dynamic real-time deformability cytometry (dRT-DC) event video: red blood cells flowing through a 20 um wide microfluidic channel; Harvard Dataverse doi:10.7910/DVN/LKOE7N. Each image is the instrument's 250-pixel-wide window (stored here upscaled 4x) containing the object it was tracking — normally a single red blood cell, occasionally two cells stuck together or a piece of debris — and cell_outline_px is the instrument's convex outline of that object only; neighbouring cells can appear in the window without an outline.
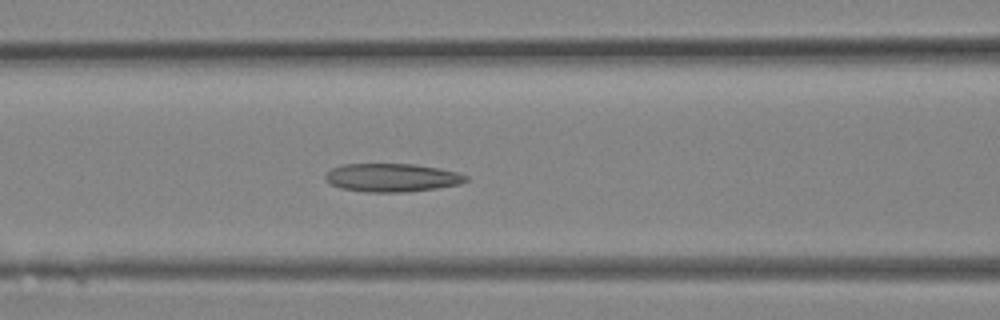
{"species": "Egyptian fruit bat (a non-hibernating species)", "species_latin": "Rousettus aegyptiacus", "temperature_condition": "room temperature", "stored_images_in_passage": 14, "camera_frame_rate_fps": 3000, "um_per_image_px": 0.085, "animal": {"sex": "female"}, "frame": {"image": 1, "passage_image": 10, "time_ms": 3.0, "image_size_px": [1000, 320], "cell_outline_px": [[468, 180], [460, 184], [436, 188], [404, 192], [364, 192], [340, 188], [332, 184], [324, 176], [332, 168], [344, 164], [416, 164], [440, 168], [456, 172], [468, 176]], "centroid_in_image_um": [33.34, 15.09], "position_along_channel_um": 133.3, "area_um2": 23.12}}
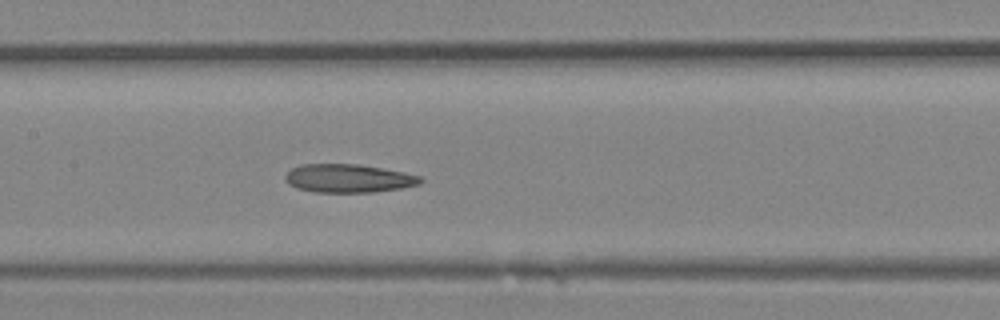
{"frame": {"image": 2, "passage_image": 12, "time_ms": 3.667, "image_size_px": [1000, 320], "cell_outline_px": [[424, 180], [420, 184], [400, 188], [372, 192], [312, 192], [296, 188], [288, 184], [284, 176], [292, 168], [300, 164], [356, 164], [384, 168], [404, 172], [420, 176]], "centroid_in_image_um": [29.6, 15.16], "position_along_channel_um": 177.8, "area_um2": 22.43}}
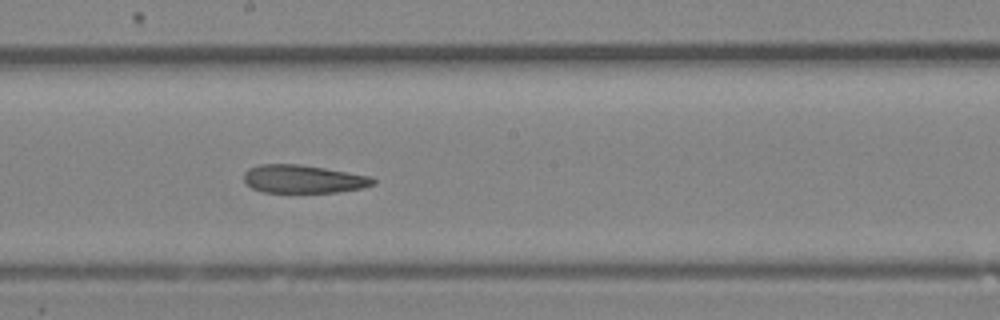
{"frame": {"image": 3, "passage_image": 14, "time_ms": 4.333, "image_size_px": [1000, 320], "cell_outline_px": [[376, 184], [360, 188], [336, 192], [264, 192], [252, 188], [244, 180], [244, 172], [248, 168], [260, 164], [300, 164], [372, 176], [376, 180]], "centroid_in_image_um": [25.79, 15.21], "position_along_channel_um": 222.4, "area_um2": 21.15}}